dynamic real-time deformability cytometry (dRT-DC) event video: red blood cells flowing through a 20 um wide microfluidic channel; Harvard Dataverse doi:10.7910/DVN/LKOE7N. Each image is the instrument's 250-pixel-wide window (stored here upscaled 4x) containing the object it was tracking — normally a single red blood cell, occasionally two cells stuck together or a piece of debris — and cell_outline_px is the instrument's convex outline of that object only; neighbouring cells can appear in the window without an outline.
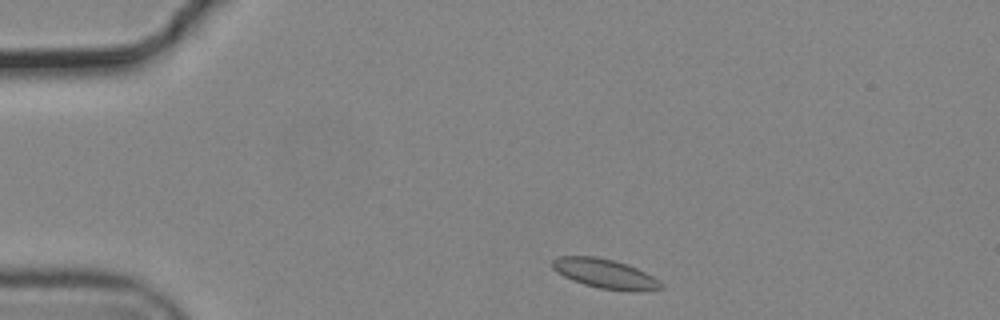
{"species": "common noctule bat (a hibernating species)", "species_latin": "Nyctalus noctula", "temperature_condition": "cold", "stored_images_in_passage": 43, "camera_frame_rate_fps": 3000, "um_per_image_px": 0.085, "animal": {"sex": "male", "body_mass_g": 19.2, "forearm_length_mm": 51.8}, "frame": {"image": 1, "passage_image": 2, "time_ms": 0.333, "image_size_px": [1000, 320], "cell_outline_px": [[664, 288], [640, 292], [600, 288], [584, 284], [572, 280], [564, 276], [552, 268], [552, 260], [556, 256], [596, 256], [616, 260], [628, 264], [652, 276], [664, 284]], "centroid_in_image_um": [51.44, 23.25], "position_along_channel_um": 33.6, "area_um2": 18.73}}
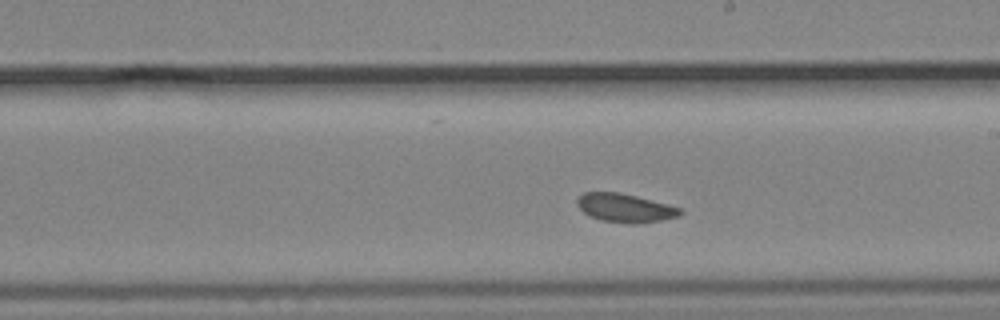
{"frame": {"image": 2, "passage_image": 23, "time_ms": 7.333, "image_size_px": [1000, 320], "cell_outline_px": [[684, 212], [680, 216], [660, 220], [632, 224], [600, 220], [584, 212], [576, 204], [576, 200], [584, 192], [620, 192], [668, 204], [680, 208]], "centroid_in_image_um": [53.14, 17.67], "position_along_channel_um": 235.9, "area_um2": 17.05}}
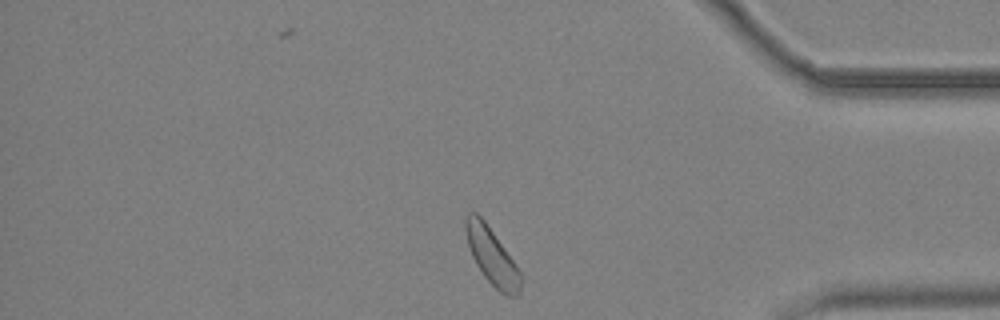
{"frame": {"image": 3, "passage_image": 38, "time_ms": 12.333, "image_size_px": [1000, 320], "cell_outline_px": [[524, 280], [520, 292], [516, 296], [508, 296], [500, 292], [484, 276], [476, 264], [472, 256], [468, 244], [464, 228], [464, 220], [468, 212], [476, 212], [484, 220], [516, 264]], "centroid_in_image_um": [41.82, 21.79], "position_along_channel_um": 393.4, "area_um2": 18.21}, "authors_computed_cell_mechanics": {"area_um2": 17.4556, "velocity_mm_per_s": 3.6449, "shape_relaxation_time_tau1_ms": null, "shape_relaxation_time_tau2_ms": 3.3029, "deformation_change_tau1": null, "deformation_change_tau2": 0.063}}